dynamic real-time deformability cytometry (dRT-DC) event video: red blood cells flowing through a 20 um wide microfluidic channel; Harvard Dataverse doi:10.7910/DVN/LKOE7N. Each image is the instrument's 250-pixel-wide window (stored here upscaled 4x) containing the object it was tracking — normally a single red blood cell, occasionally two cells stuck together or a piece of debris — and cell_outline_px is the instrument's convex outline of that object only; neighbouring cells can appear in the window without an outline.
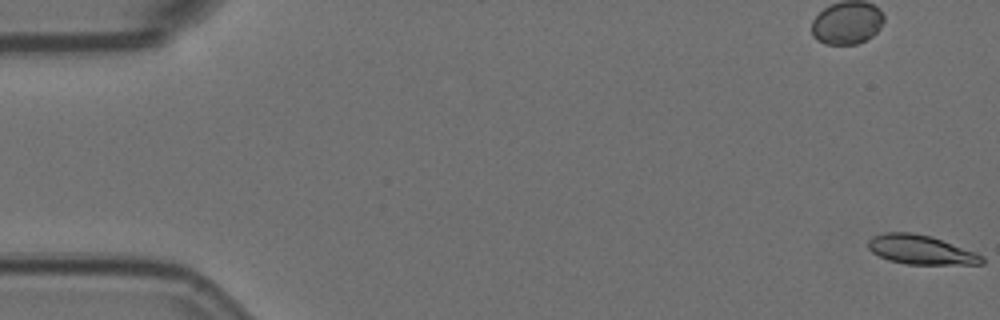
{"species": "Egyptian fruit bat (a non-hibernating species)", "species_latin": "Rousettus aegyptiacus", "temperature_condition": "room temperature", "stored_images_in_passage": 58, "segment_of_instrument_passage": [1, 2], "camera_frame_rate_fps": 3000, "um_per_image_px": 0.085, "animal": {"sex": "female"}, "frame": {"image": 1, "passage_image": 1, "time_ms": 0.0, "image_size_px": [1000, 320], "cell_outline_px": [[984, 264], [908, 264], [888, 260], [872, 252], [868, 248], [868, 240], [872, 236], [884, 232], [912, 232], [932, 236], [976, 252], [984, 256]], "centroid_in_image_um": [78.27, 21.22], "position_along_channel_um": 6.7, "area_um2": 19.48}}
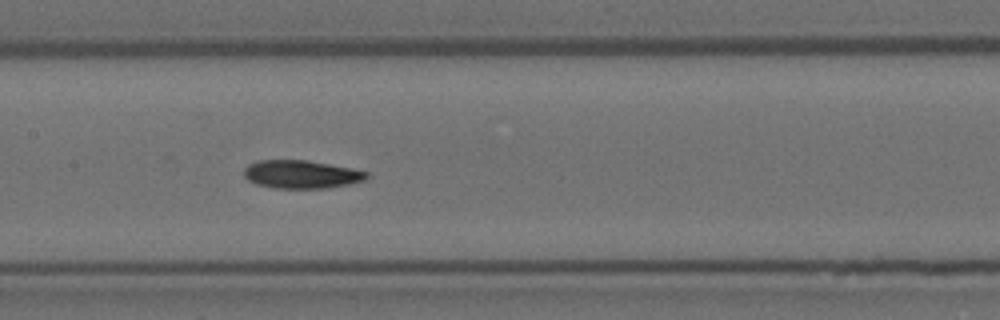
{"frame": {"image": 2, "passage_image": 28, "time_ms": 9.0, "image_size_px": [1000, 320], "cell_outline_px": [[368, 176], [364, 180], [348, 184], [324, 188], [276, 188], [256, 184], [248, 180], [244, 176], [244, 168], [248, 164], [260, 160], [308, 160], [352, 168], [368, 172]], "centroid_in_image_um": [25.59, 14.81], "position_along_channel_um": 181.8, "area_um2": 20.06}}
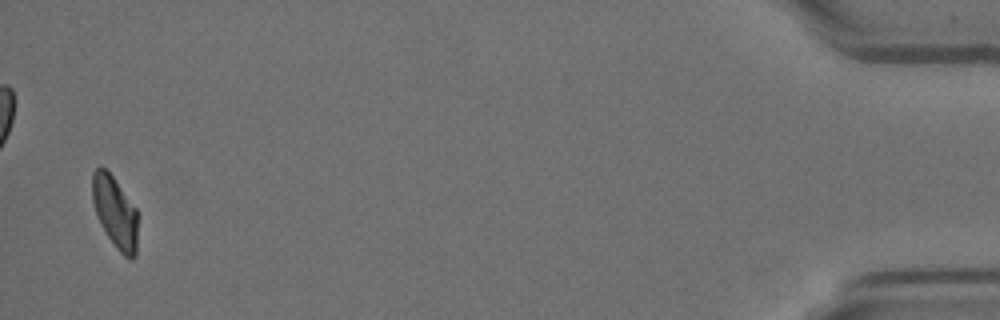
{"frame": {"image": 3, "passage_image": 56, "time_ms": 18.333, "image_size_px": [1000, 320], "cell_outline_px": [[136, 256], [132, 260], [128, 260], [116, 248], [100, 224], [92, 200], [92, 172], [100, 164], [112, 176], [136, 208]], "centroid_in_image_um": [9.76, 18.03], "position_along_channel_um": 425.4, "area_um2": 18.79}}